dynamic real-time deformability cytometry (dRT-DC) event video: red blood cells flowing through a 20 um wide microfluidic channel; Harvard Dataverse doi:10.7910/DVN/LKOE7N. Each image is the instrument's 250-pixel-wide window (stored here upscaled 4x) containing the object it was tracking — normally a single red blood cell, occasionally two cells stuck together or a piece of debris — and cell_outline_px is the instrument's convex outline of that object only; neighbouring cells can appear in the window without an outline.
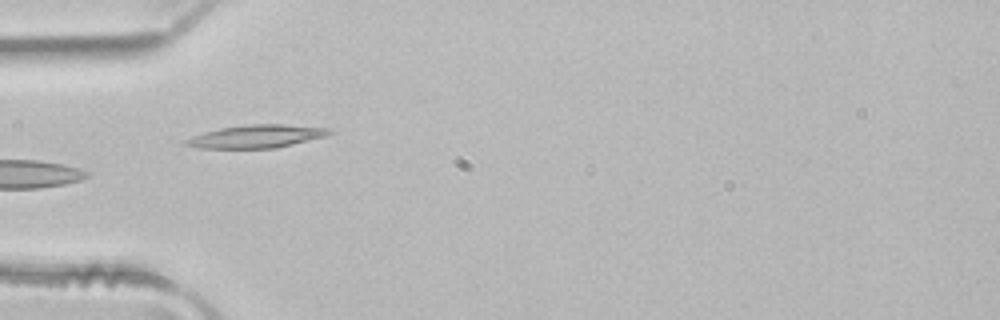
{"species": "common noctule bat (a hibernating species)", "species_latin": "Nyctalus noctula", "temperature_condition": "room temperature", "stored_images_in_passage": 6, "camera_frame_rate_fps": 3000, "um_per_image_px": 0.085, "animal": {"sex": "male", "body_mass_g": 21.5, "forearm_length_mm": 52.0}, "frame": {"image": 1, "passage_image": 5, "time_ms": 1.333, "image_size_px": [1000, 320], "cell_outline_px": [[336, 132], [324, 136], [276, 148], [200, 148], [184, 144], [184, 140], [192, 136], [204, 132], [220, 128], [248, 124], [288, 124], [332, 128]], "centroid_in_image_um": [21.84, 11.58], "position_along_channel_um": 63.2, "area_um2": 19.25}}
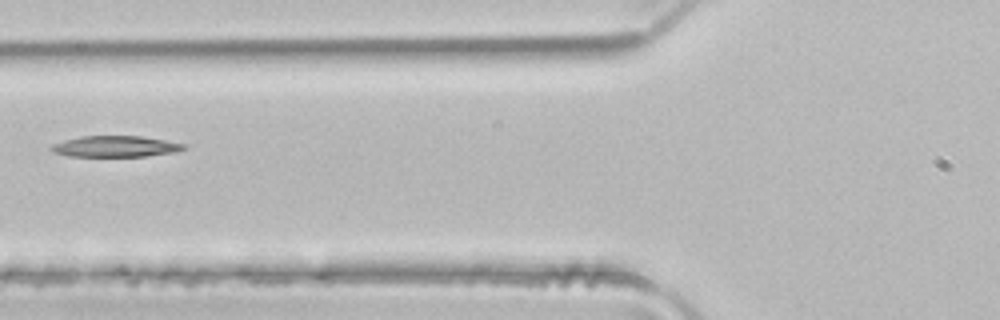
{"frame": {"image": 2, "passage_image": 6, "time_ms": 1.667, "image_size_px": [1000, 320], "cell_outline_px": [[188, 148], [172, 152], [148, 156], [68, 156], [52, 152], [48, 148], [52, 144], [64, 140], [80, 136], [140, 136], [188, 144]], "centroid_in_image_um": [9.79, 12.44], "position_along_channel_um": 116.0, "area_um2": 16.36}}